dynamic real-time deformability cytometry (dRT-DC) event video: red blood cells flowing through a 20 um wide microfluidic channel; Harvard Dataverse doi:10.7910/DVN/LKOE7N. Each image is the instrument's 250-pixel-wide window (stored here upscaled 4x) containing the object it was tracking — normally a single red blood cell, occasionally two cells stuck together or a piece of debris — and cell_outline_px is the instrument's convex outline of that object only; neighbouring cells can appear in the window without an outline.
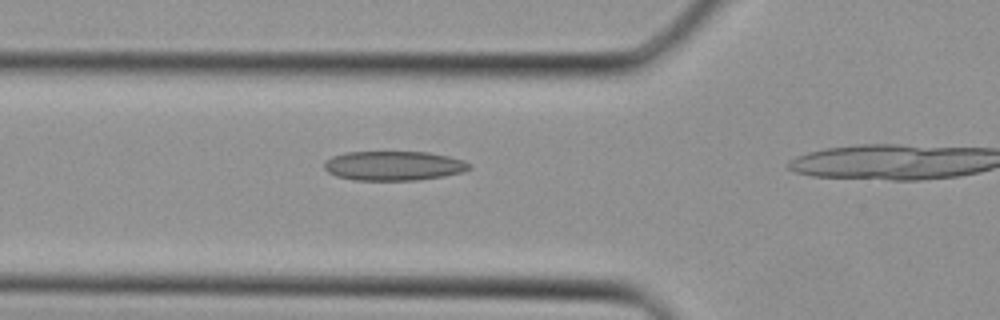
{"species": "Egyptian fruit bat (a non-hibernating species)", "species_latin": "Rousettus aegyptiacus", "temperature_condition": "cold", "stored_images_in_passage": 10, "camera_frame_rate_fps": 3000, "um_per_image_px": 0.085, "animal": {"sex": "female"}, "frame": {"image": 1, "passage_image": 9, "time_ms": 2.667, "image_size_px": [1000, 320], "cell_outline_px": [[472, 168], [464, 172], [444, 176], [416, 180], [356, 180], [336, 176], [328, 172], [324, 168], [324, 160], [332, 156], [344, 152], [428, 152], [448, 156], [464, 160], [472, 164]], "centroid_in_image_um": [33.48, 14.08], "position_along_channel_um": 92.3, "area_um2": 25.09}}